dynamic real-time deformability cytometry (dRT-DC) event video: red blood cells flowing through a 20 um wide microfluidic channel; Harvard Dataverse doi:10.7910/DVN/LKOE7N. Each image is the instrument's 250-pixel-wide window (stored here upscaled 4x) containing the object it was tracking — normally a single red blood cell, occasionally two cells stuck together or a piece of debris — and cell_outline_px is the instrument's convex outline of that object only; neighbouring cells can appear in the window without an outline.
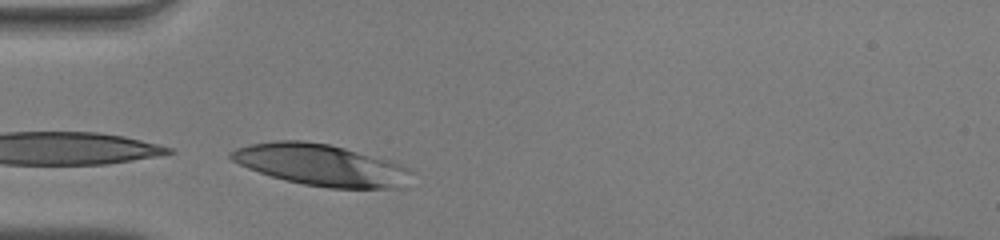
{"species": "human", "species_latin": "Homo sapiens", "temperature_condition": "warm", "stored_images_in_passage": 26, "camera_frame_rate_fps": 3000, "um_per_image_px": 0.085, "donor": {"sex": "male"}, "frame": {"image": 1, "passage_image": 1, "time_ms": 0.0, "image_size_px": [1000, 240], "cell_outline_px": [[412, 172], [400, 188], [328, 188], [304, 184], [284, 180], [248, 168], [232, 160], [228, 156], [228, 152], [236, 148], [252, 144], [276, 140], [304, 140], [328, 144], [392, 160], [408, 168]], "centroid_in_image_um": [27.27, 14.01], "position_along_channel_um": 57.7, "area_um2": 43.47}, "authors_computed_cell_mechanics": {"area_um2": 36.6163, "velocity_mm_per_s": 3.9712, "shape_relaxation_time_tau1_ms": 2.1532, "shape_relaxation_time_tau2_ms": null, "deformation_change_tau1": 0.1126, "deformation_change_tau2": null}}